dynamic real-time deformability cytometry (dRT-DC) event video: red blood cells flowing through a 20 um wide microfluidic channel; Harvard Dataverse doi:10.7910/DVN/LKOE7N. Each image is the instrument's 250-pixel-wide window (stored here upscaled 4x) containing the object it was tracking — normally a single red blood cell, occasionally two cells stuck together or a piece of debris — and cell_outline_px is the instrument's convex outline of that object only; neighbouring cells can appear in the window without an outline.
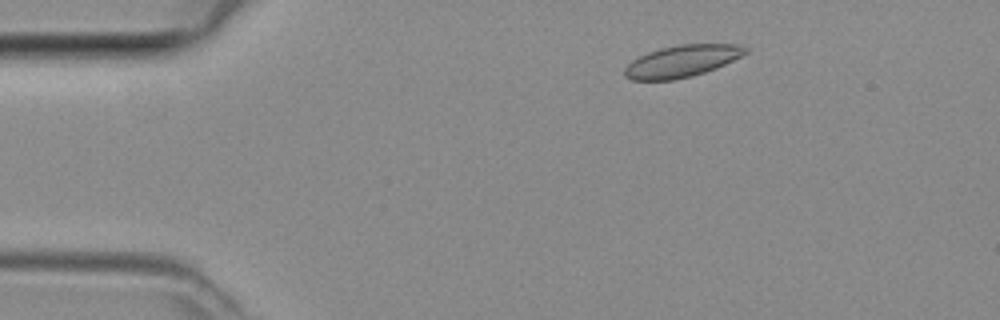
{"species": "common noctule bat (a hibernating species)", "species_latin": "Nyctalus noctula", "temperature_condition": "room temperature", "stored_images_in_passage": 40, "camera_frame_rate_fps": 3000, "um_per_image_px": 0.085, "animal": {"sex": "female", "body_mass_g": 29.2, "forearm_length_mm": 56.3}, "frame": {"image": 1, "passage_image": 1, "time_ms": 0.0, "image_size_px": [1000, 320], "cell_outline_px": [[748, 52], [716, 68], [692, 76], [672, 80], [632, 80], [624, 76], [624, 68], [632, 60], [648, 52], [660, 48], [680, 44], [736, 44], [748, 48]], "centroid_in_image_um": [57.94, 5.2], "position_along_channel_um": 27.1, "area_um2": 22.31}}
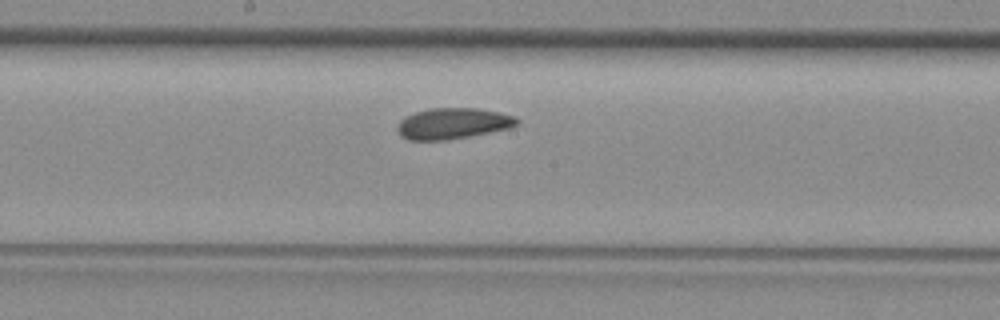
{"frame": {"image": 2, "passage_image": 18, "time_ms": 5.667, "image_size_px": [1000, 320], "cell_outline_px": [[520, 120], [516, 124], [508, 128], [448, 140], [408, 140], [400, 136], [396, 128], [396, 124], [404, 116], [416, 112], [432, 108], [476, 108], [500, 112], [516, 116]], "centroid_in_image_um": [38.45, 10.49], "position_along_channel_um": 209.8, "area_um2": 21.62}}
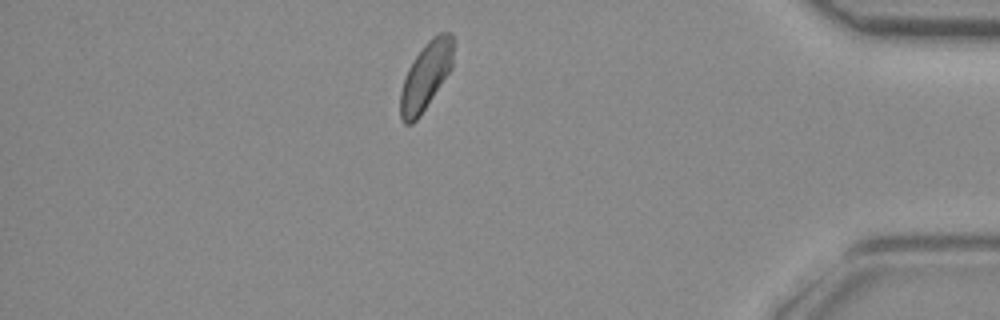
{"frame": {"image": 3, "passage_image": 34, "time_ms": 11.0, "image_size_px": [1000, 320], "cell_outline_px": [[452, 68], [420, 116], [412, 124], [404, 124], [400, 116], [400, 92], [408, 68], [412, 60], [424, 44], [432, 36], [440, 32], [452, 32]], "centroid_in_image_um": [36.18, 6.46], "position_along_channel_um": 399.0, "area_um2": 20.81}}